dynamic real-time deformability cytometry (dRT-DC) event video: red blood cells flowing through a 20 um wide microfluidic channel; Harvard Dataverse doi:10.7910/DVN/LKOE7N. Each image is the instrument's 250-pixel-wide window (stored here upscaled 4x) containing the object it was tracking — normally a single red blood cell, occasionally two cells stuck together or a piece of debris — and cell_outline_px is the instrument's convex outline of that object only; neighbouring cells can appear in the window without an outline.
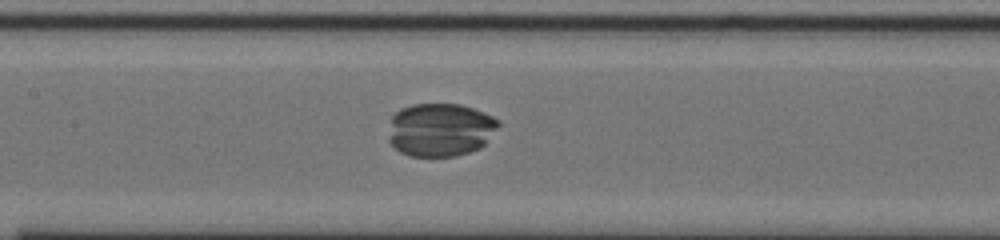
{"species": "common noctule bat (a hibernating species)", "species_latin": "Nyctalus noctula", "temperature_condition": "cold", "stored_images_in_passage": 44, "camera_frame_rate_fps": 3000, "um_per_image_px": 0.085, "animal": {"sex": "male", "body_mass_g": 20.0, "forearm_length_mm": 53.3}, "frame": {"image": 1, "passage_image": 15, "time_ms": 4.667, "image_size_px": [1000, 240], "cell_outline_px": [[500, 124], [484, 144], [480, 148], [456, 156], [408, 156], [400, 152], [388, 140], [392, 116], [400, 108], [412, 104], [460, 104], [472, 108], [492, 116], [500, 120]], "centroid_in_image_um": [37.41, 11.02], "position_along_channel_um": 170.0, "area_um2": 34.1}}
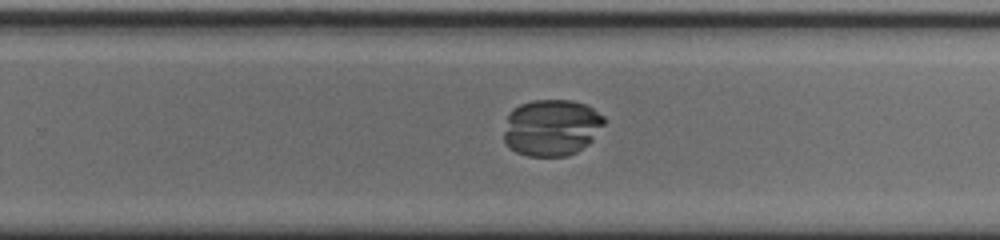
{"frame": {"image": 2, "passage_image": 24, "time_ms": 7.667, "image_size_px": [1000, 240], "cell_outline_px": [[608, 120], [592, 140], [588, 144], [576, 152], [568, 156], [528, 156], [516, 152], [508, 148], [504, 144], [504, 132], [508, 112], [512, 108], [520, 104], [532, 100], [572, 100], [584, 104], [592, 108], [604, 116]], "centroid_in_image_um": [46.87, 10.84], "position_along_channel_um": 282.9, "area_um2": 33.52}}
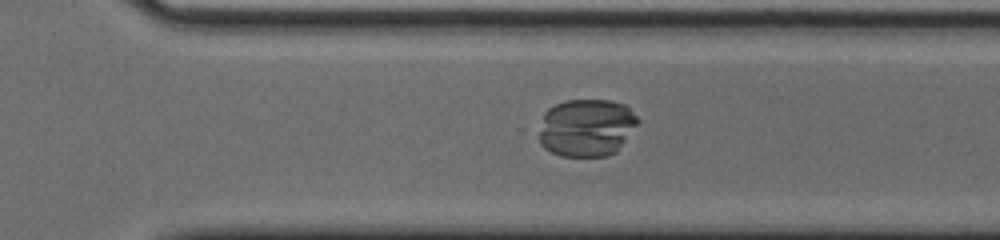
{"frame": {"image": 3, "passage_image": 27, "time_ms": 8.667, "image_size_px": [1000, 240], "cell_outline_px": [[640, 120], [616, 152], [608, 156], [560, 156], [544, 148], [540, 144], [540, 132], [544, 112], [548, 108], [556, 104], [568, 100], [608, 100], [624, 104]], "centroid_in_image_um": [49.85, 10.85], "position_along_channel_um": 320.8, "area_um2": 33.06}}